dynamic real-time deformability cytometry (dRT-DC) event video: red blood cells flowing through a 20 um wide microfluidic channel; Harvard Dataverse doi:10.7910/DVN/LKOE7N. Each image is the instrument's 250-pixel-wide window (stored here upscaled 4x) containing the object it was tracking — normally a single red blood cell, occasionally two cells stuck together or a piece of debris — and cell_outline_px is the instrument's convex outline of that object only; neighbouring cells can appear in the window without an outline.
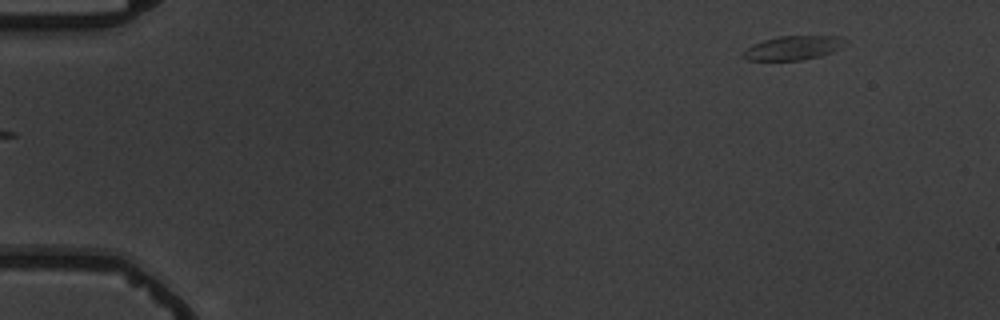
{"species": "common noctule bat (a hibernating species)", "species_latin": "Nyctalus noctula", "temperature_condition": "warm", "stored_images_in_passage": 5, "segment_of_instrument_passage": [2, 2], "camera_frame_rate_fps": 3000, "um_per_image_px": 0.085, "animal": {"sex": "male", "body_mass_g": 19.5, "forearm_length_mm": 54.6}, "frame": {"image": 1, "passage_image": 5, "time_ms": 5.0, "image_size_px": [1000, 320], "cell_outline_px": [[848, 40], [840, 48], [832, 52], [820, 56], [800, 60], [748, 60], [740, 56], [752, 44], [776, 36], [844, 36]], "centroid_in_image_um": [67.44, 4.06], "position_along_channel_um": 17.6, "area_um2": 14.33}}